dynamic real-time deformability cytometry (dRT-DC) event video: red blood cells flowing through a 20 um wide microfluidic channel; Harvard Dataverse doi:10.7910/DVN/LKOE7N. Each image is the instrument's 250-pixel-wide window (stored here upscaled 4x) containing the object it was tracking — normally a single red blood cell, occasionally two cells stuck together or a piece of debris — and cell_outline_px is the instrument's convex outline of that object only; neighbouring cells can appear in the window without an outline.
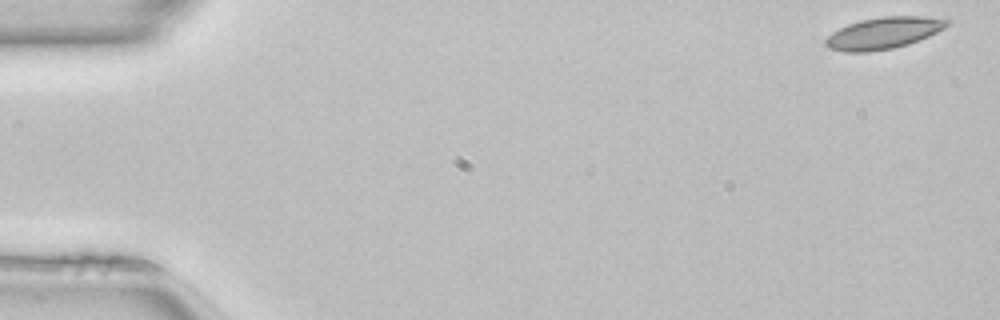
{"species": "common noctule bat (a hibernating species)", "species_latin": "Nyctalus noctula", "temperature_condition": "room temperature", "stored_images_in_passage": 11, "camera_frame_rate_fps": 3000, "um_per_image_px": 0.085, "animal": {"sex": "female", "body_mass_g": 22.7, "forearm_length_mm": 54.2}, "frame": {"image": 1, "passage_image": 1, "time_ms": 0.0, "image_size_px": [1000, 320], "cell_outline_px": [[952, 20], [944, 28], [928, 36], [908, 44], [892, 48], [868, 52], [844, 52], [828, 48], [824, 44], [824, 40], [832, 32], [848, 24], [860, 20], [880, 16], [924, 16]], "centroid_in_image_um": [75.07, 2.8], "position_along_channel_um": 9.9, "area_um2": 22.43}}